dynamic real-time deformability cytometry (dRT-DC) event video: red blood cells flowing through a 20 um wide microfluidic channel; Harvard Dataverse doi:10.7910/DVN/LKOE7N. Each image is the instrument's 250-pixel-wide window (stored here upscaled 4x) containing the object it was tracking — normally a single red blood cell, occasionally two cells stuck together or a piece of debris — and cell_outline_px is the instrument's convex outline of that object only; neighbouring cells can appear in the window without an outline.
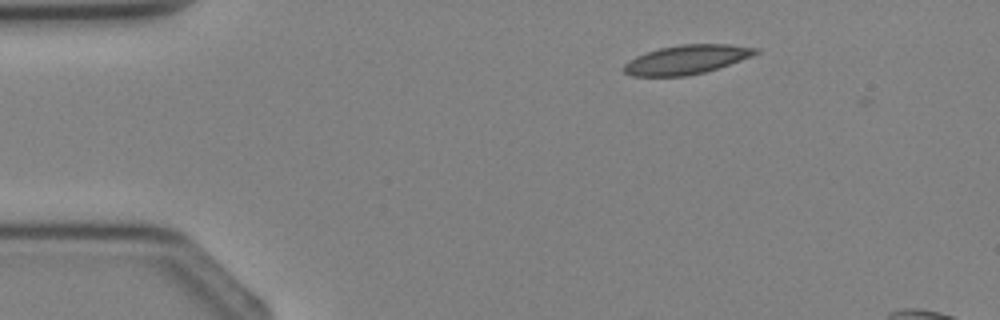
{"species": "Egyptian fruit bat (a non-hibernating species)", "species_latin": "Rousettus aegyptiacus", "temperature_condition": "cold", "stored_images_in_passage": 2, "camera_frame_rate_fps": 3000, "um_per_image_px": 0.085, "animal": {"sex": "female"}, "frame": {"image": 1, "passage_image": 2, "time_ms": 2.0, "image_size_px": [1000, 320], "cell_outline_px": [[760, 52], [752, 56], [704, 72], [688, 76], [632, 76], [624, 72], [624, 64], [628, 60], [636, 56], [660, 48], [680, 44], [728, 44], [760, 48]], "centroid_in_image_um": [58.36, 5.06], "position_along_channel_um": 26.6, "area_um2": 22.2}}